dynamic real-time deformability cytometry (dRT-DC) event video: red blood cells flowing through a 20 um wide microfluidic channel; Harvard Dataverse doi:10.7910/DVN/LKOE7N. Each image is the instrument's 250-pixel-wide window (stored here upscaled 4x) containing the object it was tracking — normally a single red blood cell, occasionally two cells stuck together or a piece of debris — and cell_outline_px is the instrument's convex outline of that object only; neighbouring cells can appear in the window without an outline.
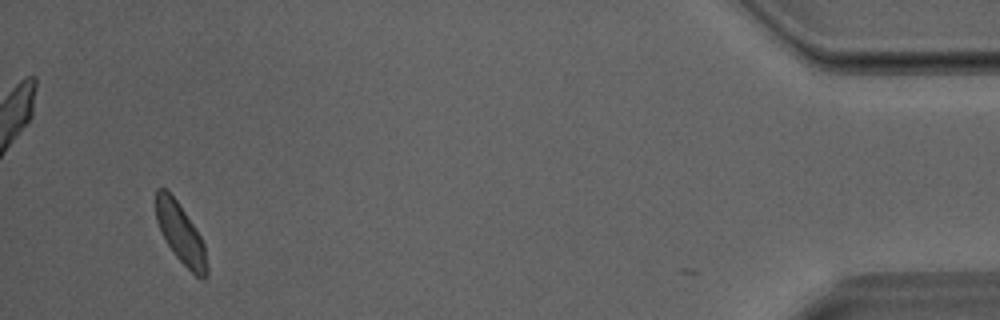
{"species": "Egyptian fruit bat (a non-hibernating species)", "species_latin": "Rousettus aegyptiacus", "temperature_condition": "room temperature", "stored_images_in_passage": 39, "camera_frame_rate_fps": 3000, "um_per_image_px": 0.085, "animal": {"sex": "male"}, "frame": {"image": 1, "passage_image": 38, "time_ms": 12.333, "image_size_px": [1000, 320], "cell_outline_px": [[208, 276], [204, 280], [196, 276], [176, 256], [160, 232], [156, 220], [156, 188], [164, 188], [176, 200], [200, 236], [204, 244], [208, 268]], "centroid_in_image_um": [15.36, 19.89], "position_along_channel_um": 419.8, "area_um2": 17.46}}